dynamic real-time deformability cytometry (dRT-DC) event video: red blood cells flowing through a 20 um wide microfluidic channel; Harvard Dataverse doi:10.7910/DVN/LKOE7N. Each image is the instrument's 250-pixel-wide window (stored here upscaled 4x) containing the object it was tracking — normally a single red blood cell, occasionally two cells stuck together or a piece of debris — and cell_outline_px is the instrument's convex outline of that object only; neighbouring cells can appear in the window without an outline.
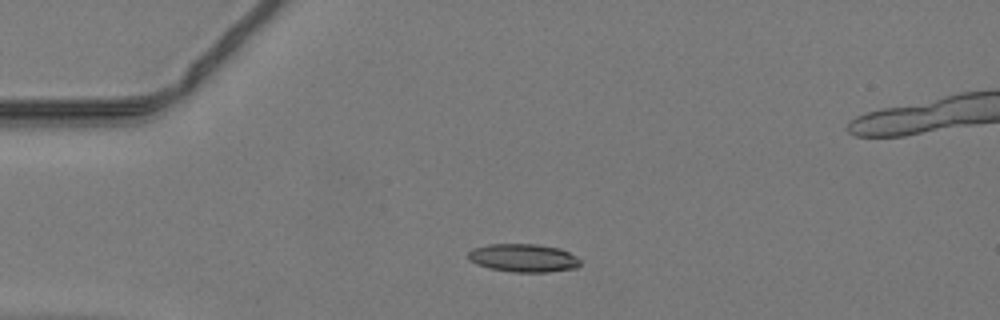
{"species": "common noctule bat (a hibernating species)", "species_latin": "Nyctalus noctula", "temperature_condition": "warm", "stored_images_in_passage": 8, "camera_frame_rate_fps": 3000, "um_per_image_px": 0.085, "animal": {"sex": "male", "body_mass_g": 19.2, "forearm_length_mm": 51.8}, "frame": {"image": 1, "passage_image": 2, "time_ms": 0.333, "image_size_px": [1000, 320], "cell_outline_px": [[580, 264], [576, 268], [548, 272], [512, 272], [488, 268], [476, 264], [468, 260], [468, 252], [472, 248], [488, 244], [536, 244], [560, 248], [576, 256], [580, 260]], "centroid_in_image_um": [44.46, 21.92], "position_along_channel_um": 40.5, "area_um2": 18.55}}
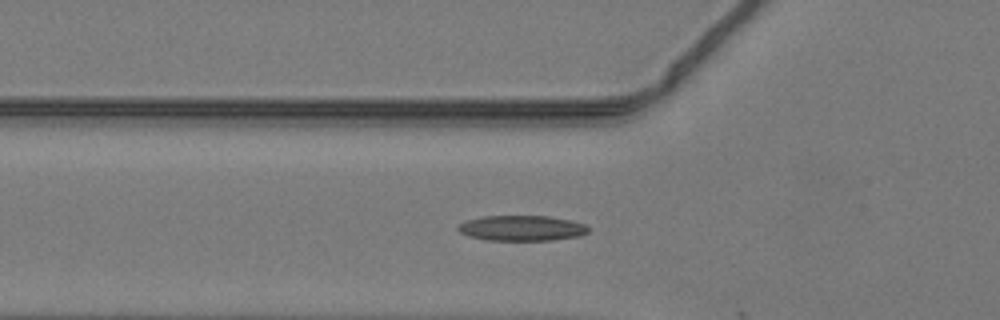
{"frame": {"image": 2, "passage_image": 7, "time_ms": 2.0, "image_size_px": [1000, 320], "cell_outline_px": [[588, 232], [580, 236], [552, 240], [484, 240], [468, 236], [460, 232], [456, 228], [460, 224], [468, 220], [484, 216], [552, 216], [584, 224], [588, 228]], "centroid_in_image_um": [44.34, 19.39], "position_along_channel_um": 81.5, "area_um2": 19.19}}